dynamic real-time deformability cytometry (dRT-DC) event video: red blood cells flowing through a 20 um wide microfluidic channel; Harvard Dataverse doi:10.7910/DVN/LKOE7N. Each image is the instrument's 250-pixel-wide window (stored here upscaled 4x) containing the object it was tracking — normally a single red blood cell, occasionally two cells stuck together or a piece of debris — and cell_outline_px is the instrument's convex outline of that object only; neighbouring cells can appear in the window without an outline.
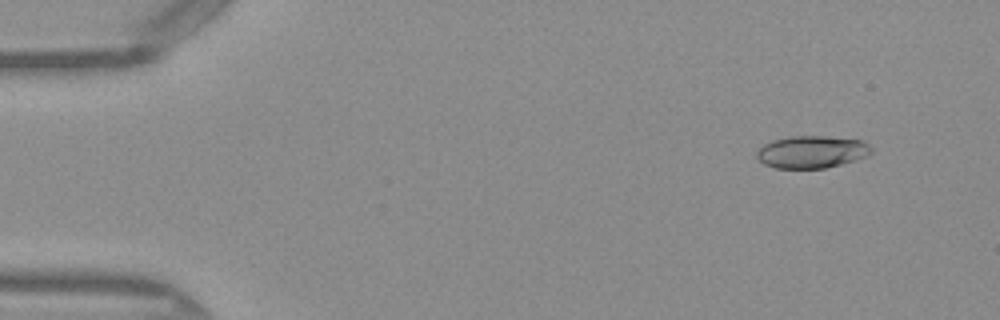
{"species": "Egyptian fruit bat (a non-hibernating species)", "species_latin": "Rousettus aegyptiacus", "temperature_condition": "warm", "stored_images_in_passage": 50, "camera_frame_rate_fps": 3000, "um_per_image_px": 0.085, "frame": {"image": 1, "passage_image": 5, "time_ms": 1.333, "image_size_px": [1000, 320], "cell_outline_px": [[872, 152], [868, 156], [840, 164], [824, 168], [776, 168], [764, 164], [756, 156], [756, 152], [764, 144], [772, 140], [792, 136], [824, 136], [860, 140], [868, 144], [872, 148]], "centroid_in_image_um": [68.99, 12.91], "position_along_channel_um": 16.0, "area_um2": 21.44}}
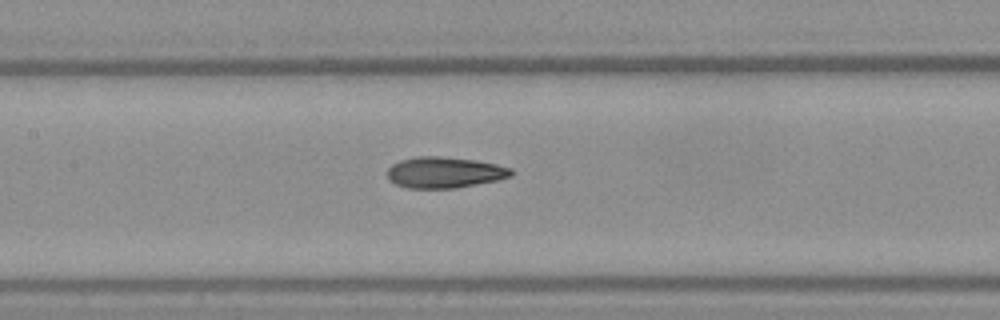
{"frame": {"image": 2, "passage_image": 24, "time_ms": 7.667, "image_size_px": [1000, 320], "cell_outline_px": [[516, 172], [512, 176], [500, 180], [456, 188], [408, 188], [396, 184], [388, 180], [388, 168], [392, 164], [400, 160], [416, 156], [440, 156], [476, 160], [496, 164], [512, 168]], "centroid_in_image_um": [37.83, 14.65], "position_along_channel_um": 169.6, "area_um2": 22.72}}
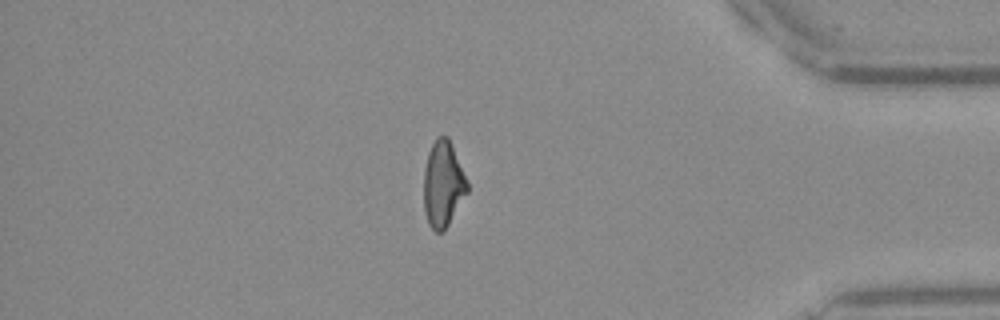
{"frame": {"image": 3, "passage_image": 43, "time_ms": 14.0, "image_size_px": [1000, 320], "cell_outline_px": [[468, 192], [444, 232], [436, 232], [428, 224], [424, 208], [424, 168], [428, 152], [436, 136], [448, 136], [468, 184]], "centroid_in_image_um": [37.65, 15.67], "position_along_channel_um": 397.6, "area_um2": 21.73}, "authors_computed_cell_mechanics": {"area_um2": 22.0507, "velocity_mm_per_s": 4.1116, "shape_relaxation_time_tau1_ms": null, "shape_relaxation_time_tau2_ms": 1.9837, "deformation_change_tau1": null, "deformation_change_tau2": 0.0938}}